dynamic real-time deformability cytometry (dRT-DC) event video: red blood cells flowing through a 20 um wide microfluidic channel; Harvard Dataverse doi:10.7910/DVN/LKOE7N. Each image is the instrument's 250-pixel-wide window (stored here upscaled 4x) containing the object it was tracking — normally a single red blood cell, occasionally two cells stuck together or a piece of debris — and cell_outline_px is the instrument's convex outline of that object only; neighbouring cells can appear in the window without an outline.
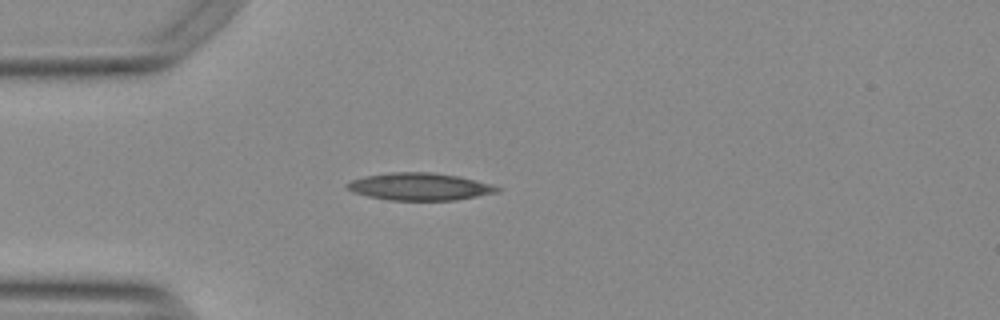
{"species": "Egyptian fruit bat (a non-hibernating species)", "species_latin": "Rousettus aegyptiacus", "temperature_condition": "warm", "stored_images_in_passage": 40, "camera_frame_rate_fps": 3000, "um_per_image_px": 0.085, "animal": {"sex": "female"}, "frame": {"image": 1, "passage_image": 1, "time_ms": 0.0, "image_size_px": [1000, 320], "cell_outline_px": [[500, 188], [496, 192], [456, 200], [392, 200], [368, 196], [352, 192], [344, 184], [352, 180], [364, 176], [392, 172], [432, 172], [456, 176], [488, 184]], "centroid_in_image_um": [35.58, 15.86], "position_along_channel_um": 49.4, "area_um2": 23.47}}
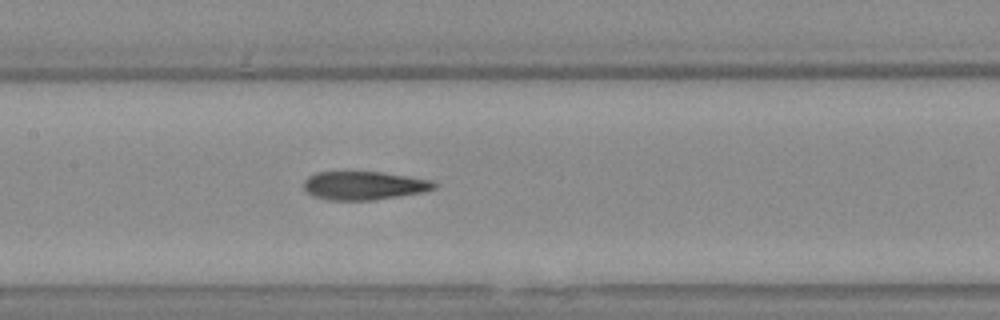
{"frame": {"image": 2, "passage_image": 12, "time_ms": 3.667, "image_size_px": [1000, 320], "cell_outline_px": [[436, 188], [420, 192], [372, 200], [328, 200], [312, 196], [304, 188], [304, 180], [308, 176], [316, 172], [380, 172], [432, 180], [436, 184]], "centroid_in_image_um": [30.89, 15.77], "position_along_channel_um": 176.5, "area_um2": 21.39}}
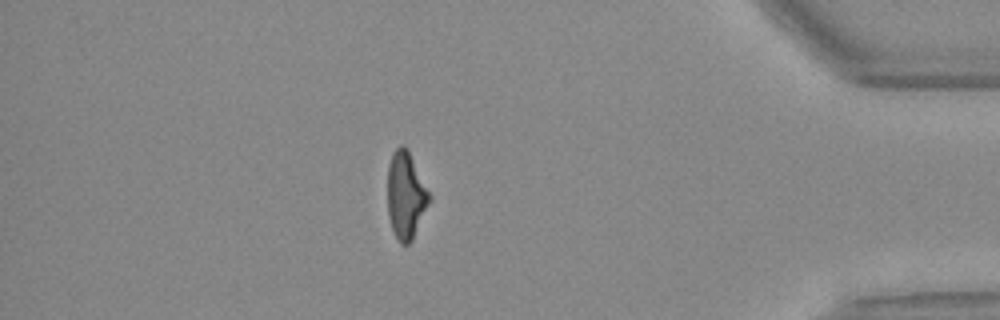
{"frame": {"image": 3, "passage_image": 33, "time_ms": 10.667, "image_size_px": [1000, 320], "cell_outline_px": [[432, 200], [412, 240], [408, 244], [400, 244], [392, 228], [388, 216], [388, 168], [392, 152], [400, 144], [404, 144], [408, 148], [432, 196]], "centroid_in_image_um": [34.52, 16.57], "position_along_channel_um": 400.7, "area_um2": 21.56}, "authors_computed_cell_mechanics": {"area_um2": 21.7617, "velocity_mm_per_s": 3.7891, "shape_relaxation_time_tau1_ms": null, "shape_relaxation_time_tau2_ms": 4.0534, "deformation_change_tau1": null, "deformation_change_tau2": 0.1584}}